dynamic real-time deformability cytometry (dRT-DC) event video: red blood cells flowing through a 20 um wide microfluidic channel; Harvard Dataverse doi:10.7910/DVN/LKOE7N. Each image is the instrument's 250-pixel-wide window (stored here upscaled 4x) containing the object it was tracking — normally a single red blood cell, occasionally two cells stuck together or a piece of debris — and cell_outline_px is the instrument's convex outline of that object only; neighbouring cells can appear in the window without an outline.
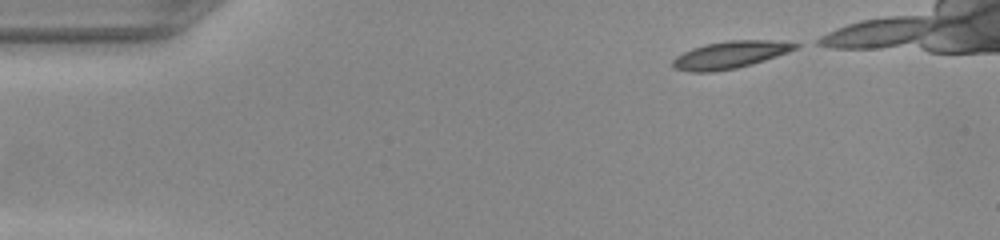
{"species": "common noctule bat (a hibernating species)", "species_latin": "Nyctalus noctula", "temperature_condition": "warm", "stored_images_in_passage": 37, "camera_frame_rate_fps": 3000, "um_per_image_px": 0.085, "animal": {"sex": "female", "body_mass_g": 22.0, "forearm_length_mm": 56.7}, "frame": {"image": 1, "passage_image": 1, "time_ms": 0.0, "image_size_px": [1000, 240], "cell_outline_px": [[800, 44], [796, 48], [788, 52], [752, 64], [736, 68], [712, 72], [692, 72], [672, 68], [672, 60], [676, 56], [692, 48], [704, 44], [728, 40], [772, 40]], "centroid_in_image_um": [62.01, 4.66], "position_along_channel_um": 23.0, "area_um2": 19.42}}
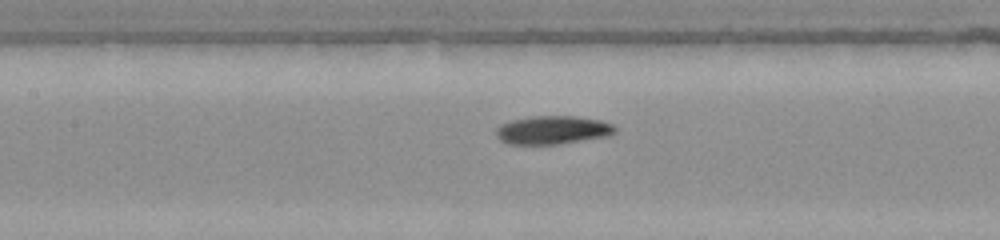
{"frame": {"image": 2, "passage_image": 17, "time_ms": 5.333, "image_size_px": [1000, 240], "cell_outline_px": [[616, 132], [608, 136], [560, 144], [508, 144], [500, 140], [496, 136], [496, 128], [500, 124], [512, 120], [532, 116], [576, 116], [600, 120], [612, 124], [616, 128]], "centroid_in_image_um": [46.97, 11.05], "position_along_channel_um": 160.4, "area_um2": 19.77}}
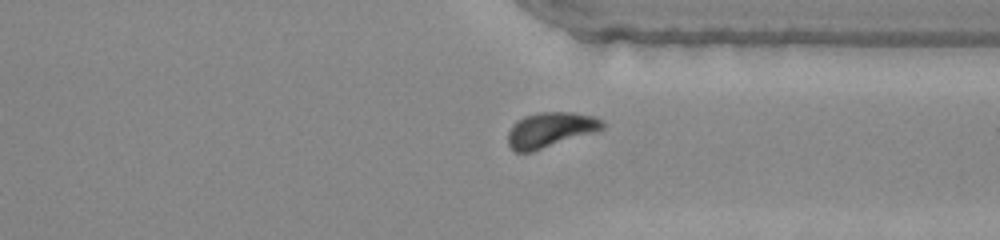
{"frame": {"image": 3, "passage_image": 32, "time_ms": 10.333, "image_size_px": [1000, 240], "cell_outline_px": [[604, 128], [596, 132], [532, 152], [516, 152], [508, 148], [508, 132], [512, 124], [516, 120], [524, 116], [540, 112], [572, 112], [592, 116], [604, 120]], "centroid_in_image_um": [46.76, 11.04], "position_along_channel_um": 364.6, "area_um2": 19.59}}